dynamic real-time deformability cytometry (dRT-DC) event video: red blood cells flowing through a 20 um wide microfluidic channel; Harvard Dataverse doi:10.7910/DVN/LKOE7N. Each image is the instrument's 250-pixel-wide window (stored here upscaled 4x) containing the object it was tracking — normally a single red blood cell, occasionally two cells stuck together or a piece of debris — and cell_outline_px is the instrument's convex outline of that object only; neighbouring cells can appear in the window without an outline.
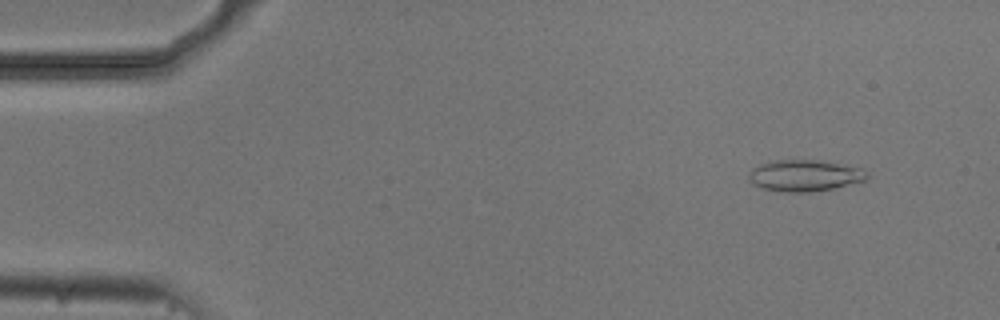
{"species": "common noctule bat (a hibernating species)", "species_latin": "Nyctalus noctula", "temperature_condition": "cold", "stored_images_in_passage": 54, "camera_frame_rate_fps": 3000, "um_per_image_px": 0.085, "animal": {"sex": "male", "body_mass_g": 20.5, "forearm_length_mm": 52.5}, "frame": {"image": 1, "passage_image": 5, "time_ms": 1.333, "image_size_px": [1000, 320], "cell_outline_px": [[872, 176], [864, 180], [832, 188], [808, 192], [784, 192], [764, 188], [752, 184], [748, 176], [752, 168], [760, 164], [776, 160], [816, 160], [864, 168]], "centroid_in_image_um": [68.41, 14.91], "position_along_channel_um": 16.6, "area_um2": 21.5}}
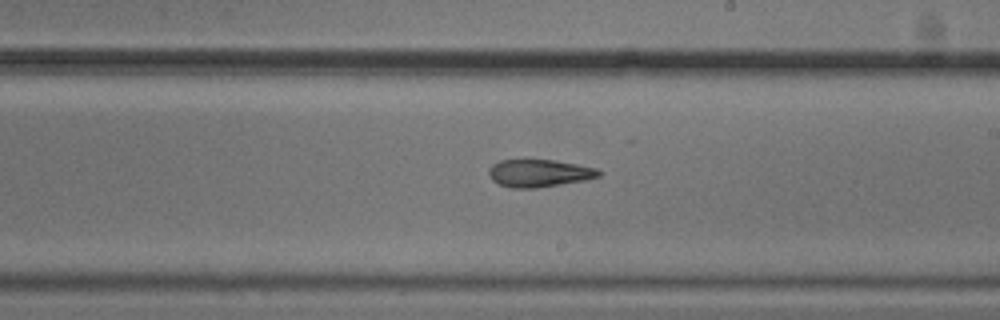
{"frame": {"image": 2, "passage_image": 31, "time_ms": 10.0, "image_size_px": [1000, 320], "cell_outline_px": [[604, 172], [600, 176], [584, 180], [536, 188], [508, 188], [492, 180], [488, 176], [488, 168], [492, 164], [500, 160], [552, 160], [576, 164], [596, 168]], "centroid_in_image_um": [45.8, 14.72], "position_along_channel_um": 243.2, "area_um2": 17.69}}
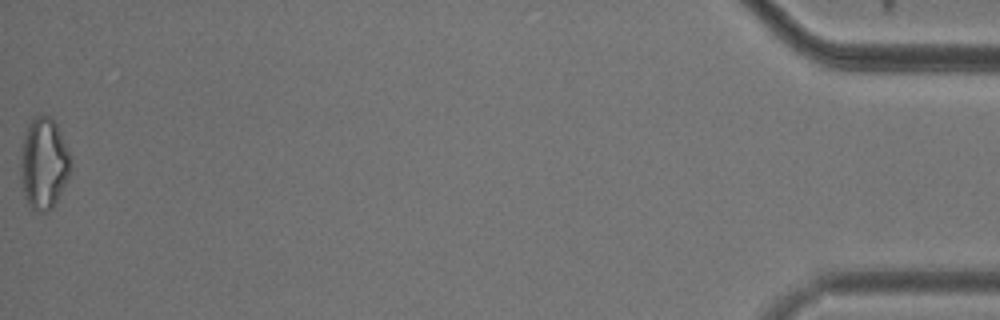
{"frame": {"image": 3, "passage_image": 54, "time_ms": 17.667, "image_size_px": [1000, 320], "cell_outline_px": [[68, 180], [52, 208], [48, 212], [36, 212], [28, 204], [24, 196], [20, 172], [20, 160], [24, 136], [28, 124], [40, 112], [48, 116], [56, 124], [68, 152]], "centroid_in_image_um": [3.68, 13.92], "position_along_channel_um": 431.5, "area_um2": 26.24}, "authors_computed_cell_mechanics": {"area_um2": 19.9121, "velocity_mm_per_s": 3.733, "shape_relaxation_time_tau1_ms": 7.4685, "shape_relaxation_time_tau2_ms": 2.8085, "deformation_change_tau1": 0.1554, "deformation_change_tau2": 0.108}}